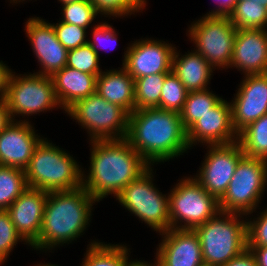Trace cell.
<instances>
[{
    "label": "cell",
    "mask_w": 267,
    "mask_h": 266,
    "mask_svg": "<svg viewBox=\"0 0 267 266\" xmlns=\"http://www.w3.org/2000/svg\"><path fill=\"white\" fill-rule=\"evenodd\" d=\"M231 100L233 129L237 134L267 114V73L244 75Z\"/></svg>",
    "instance_id": "9a60e30c"
},
{
    "label": "cell",
    "mask_w": 267,
    "mask_h": 266,
    "mask_svg": "<svg viewBox=\"0 0 267 266\" xmlns=\"http://www.w3.org/2000/svg\"><path fill=\"white\" fill-rule=\"evenodd\" d=\"M238 143L245 156L267 161V114L241 130Z\"/></svg>",
    "instance_id": "d4e9b609"
},
{
    "label": "cell",
    "mask_w": 267,
    "mask_h": 266,
    "mask_svg": "<svg viewBox=\"0 0 267 266\" xmlns=\"http://www.w3.org/2000/svg\"><path fill=\"white\" fill-rule=\"evenodd\" d=\"M5 100L12 121H18L15 119L18 115L25 118L54 108L62 109L55 94L52 76L35 73L22 76L13 72Z\"/></svg>",
    "instance_id": "30bf717a"
},
{
    "label": "cell",
    "mask_w": 267,
    "mask_h": 266,
    "mask_svg": "<svg viewBox=\"0 0 267 266\" xmlns=\"http://www.w3.org/2000/svg\"><path fill=\"white\" fill-rule=\"evenodd\" d=\"M153 170L154 168L150 166L137 179L130 182L116 200L153 231L162 233L171 229L169 194H162L154 185Z\"/></svg>",
    "instance_id": "ba28073f"
},
{
    "label": "cell",
    "mask_w": 267,
    "mask_h": 266,
    "mask_svg": "<svg viewBox=\"0 0 267 266\" xmlns=\"http://www.w3.org/2000/svg\"><path fill=\"white\" fill-rule=\"evenodd\" d=\"M12 121L8 105L5 99H0V132Z\"/></svg>",
    "instance_id": "60d3db41"
},
{
    "label": "cell",
    "mask_w": 267,
    "mask_h": 266,
    "mask_svg": "<svg viewBox=\"0 0 267 266\" xmlns=\"http://www.w3.org/2000/svg\"><path fill=\"white\" fill-rule=\"evenodd\" d=\"M267 187V161L243 156L224 193L220 211L251 215L259 207Z\"/></svg>",
    "instance_id": "52a82bcc"
},
{
    "label": "cell",
    "mask_w": 267,
    "mask_h": 266,
    "mask_svg": "<svg viewBox=\"0 0 267 266\" xmlns=\"http://www.w3.org/2000/svg\"><path fill=\"white\" fill-rule=\"evenodd\" d=\"M178 181L167 193L170 228L193 230L220 211L219 200L206 192L193 177L186 176Z\"/></svg>",
    "instance_id": "9c48e42d"
},
{
    "label": "cell",
    "mask_w": 267,
    "mask_h": 266,
    "mask_svg": "<svg viewBox=\"0 0 267 266\" xmlns=\"http://www.w3.org/2000/svg\"><path fill=\"white\" fill-rule=\"evenodd\" d=\"M98 13L104 17H125L142 12L146 8L147 0H90ZM145 7V8H144ZM141 10V11H140Z\"/></svg>",
    "instance_id": "1f68e13d"
},
{
    "label": "cell",
    "mask_w": 267,
    "mask_h": 266,
    "mask_svg": "<svg viewBox=\"0 0 267 266\" xmlns=\"http://www.w3.org/2000/svg\"><path fill=\"white\" fill-rule=\"evenodd\" d=\"M162 241L156 249L159 266H204L198 235L191 229L171 228L160 233Z\"/></svg>",
    "instance_id": "ac0fdd59"
},
{
    "label": "cell",
    "mask_w": 267,
    "mask_h": 266,
    "mask_svg": "<svg viewBox=\"0 0 267 266\" xmlns=\"http://www.w3.org/2000/svg\"><path fill=\"white\" fill-rule=\"evenodd\" d=\"M34 266H58V265H56V264H51V263H48V264H47V263H46V264H45V263H44V264L41 263V264H37V265H34Z\"/></svg>",
    "instance_id": "bcb514c9"
},
{
    "label": "cell",
    "mask_w": 267,
    "mask_h": 266,
    "mask_svg": "<svg viewBox=\"0 0 267 266\" xmlns=\"http://www.w3.org/2000/svg\"><path fill=\"white\" fill-rule=\"evenodd\" d=\"M27 188L24 170L0 165V210H6Z\"/></svg>",
    "instance_id": "f1b7e54d"
},
{
    "label": "cell",
    "mask_w": 267,
    "mask_h": 266,
    "mask_svg": "<svg viewBox=\"0 0 267 266\" xmlns=\"http://www.w3.org/2000/svg\"><path fill=\"white\" fill-rule=\"evenodd\" d=\"M48 192L28 187L7 209L17 232L30 245L38 240Z\"/></svg>",
    "instance_id": "d6986e66"
},
{
    "label": "cell",
    "mask_w": 267,
    "mask_h": 266,
    "mask_svg": "<svg viewBox=\"0 0 267 266\" xmlns=\"http://www.w3.org/2000/svg\"><path fill=\"white\" fill-rule=\"evenodd\" d=\"M25 23V34L41 65L34 73L53 76L66 66L68 50L58 41L53 25L45 19L30 17Z\"/></svg>",
    "instance_id": "5bb4252c"
},
{
    "label": "cell",
    "mask_w": 267,
    "mask_h": 266,
    "mask_svg": "<svg viewBox=\"0 0 267 266\" xmlns=\"http://www.w3.org/2000/svg\"><path fill=\"white\" fill-rule=\"evenodd\" d=\"M230 67L243 75L267 73V29L237 31Z\"/></svg>",
    "instance_id": "ffe728a7"
},
{
    "label": "cell",
    "mask_w": 267,
    "mask_h": 266,
    "mask_svg": "<svg viewBox=\"0 0 267 266\" xmlns=\"http://www.w3.org/2000/svg\"><path fill=\"white\" fill-rule=\"evenodd\" d=\"M246 219L247 247H267V208Z\"/></svg>",
    "instance_id": "d590c367"
},
{
    "label": "cell",
    "mask_w": 267,
    "mask_h": 266,
    "mask_svg": "<svg viewBox=\"0 0 267 266\" xmlns=\"http://www.w3.org/2000/svg\"><path fill=\"white\" fill-rule=\"evenodd\" d=\"M206 146L208 151L205 159L193 178L206 192L219 200L224 195L239 160L245 154L238 141Z\"/></svg>",
    "instance_id": "7c38bea8"
},
{
    "label": "cell",
    "mask_w": 267,
    "mask_h": 266,
    "mask_svg": "<svg viewBox=\"0 0 267 266\" xmlns=\"http://www.w3.org/2000/svg\"><path fill=\"white\" fill-rule=\"evenodd\" d=\"M99 57L87 43L68 51L66 66L87 74L99 75L103 71L100 69Z\"/></svg>",
    "instance_id": "d6a6232c"
},
{
    "label": "cell",
    "mask_w": 267,
    "mask_h": 266,
    "mask_svg": "<svg viewBox=\"0 0 267 266\" xmlns=\"http://www.w3.org/2000/svg\"><path fill=\"white\" fill-rule=\"evenodd\" d=\"M60 21L74 24L87 29L99 15L96 7L90 0H81L62 5Z\"/></svg>",
    "instance_id": "4dcf8cb0"
},
{
    "label": "cell",
    "mask_w": 267,
    "mask_h": 266,
    "mask_svg": "<svg viewBox=\"0 0 267 266\" xmlns=\"http://www.w3.org/2000/svg\"><path fill=\"white\" fill-rule=\"evenodd\" d=\"M188 28L186 33L195 45V52L216 70L230 68L238 30L228 17L202 16Z\"/></svg>",
    "instance_id": "8fae6325"
},
{
    "label": "cell",
    "mask_w": 267,
    "mask_h": 266,
    "mask_svg": "<svg viewBox=\"0 0 267 266\" xmlns=\"http://www.w3.org/2000/svg\"><path fill=\"white\" fill-rule=\"evenodd\" d=\"M251 1H255V2H257V3H263V6H264L265 8H267V0H251Z\"/></svg>",
    "instance_id": "f6af8a7d"
},
{
    "label": "cell",
    "mask_w": 267,
    "mask_h": 266,
    "mask_svg": "<svg viewBox=\"0 0 267 266\" xmlns=\"http://www.w3.org/2000/svg\"><path fill=\"white\" fill-rule=\"evenodd\" d=\"M96 93L110 103L124 108L129 114L135 111L134 79L122 66L102 71L97 76Z\"/></svg>",
    "instance_id": "7402d4cb"
},
{
    "label": "cell",
    "mask_w": 267,
    "mask_h": 266,
    "mask_svg": "<svg viewBox=\"0 0 267 266\" xmlns=\"http://www.w3.org/2000/svg\"><path fill=\"white\" fill-rule=\"evenodd\" d=\"M187 95V89L171 70L166 74L158 108L180 113Z\"/></svg>",
    "instance_id": "f546056e"
},
{
    "label": "cell",
    "mask_w": 267,
    "mask_h": 266,
    "mask_svg": "<svg viewBox=\"0 0 267 266\" xmlns=\"http://www.w3.org/2000/svg\"><path fill=\"white\" fill-rule=\"evenodd\" d=\"M243 216L246 215L219 211L193 229L199 238L205 266H222L247 249L246 220Z\"/></svg>",
    "instance_id": "5b68a950"
},
{
    "label": "cell",
    "mask_w": 267,
    "mask_h": 266,
    "mask_svg": "<svg viewBox=\"0 0 267 266\" xmlns=\"http://www.w3.org/2000/svg\"><path fill=\"white\" fill-rule=\"evenodd\" d=\"M253 254L257 266H267V247H247Z\"/></svg>",
    "instance_id": "b9f144b4"
},
{
    "label": "cell",
    "mask_w": 267,
    "mask_h": 266,
    "mask_svg": "<svg viewBox=\"0 0 267 266\" xmlns=\"http://www.w3.org/2000/svg\"><path fill=\"white\" fill-rule=\"evenodd\" d=\"M91 32V38L93 39V41L88 38V44L92 47L93 51L98 54V56L100 55L98 47L106 51V48L111 47L110 44L114 43V45H112L113 48L115 45H117V33L112 27V25L107 23L106 20L104 22H100L99 24L97 23V25L93 26ZM109 50L112 49L109 48Z\"/></svg>",
    "instance_id": "8d00e7d4"
},
{
    "label": "cell",
    "mask_w": 267,
    "mask_h": 266,
    "mask_svg": "<svg viewBox=\"0 0 267 266\" xmlns=\"http://www.w3.org/2000/svg\"><path fill=\"white\" fill-rule=\"evenodd\" d=\"M98 75L87 74L65 66L53 76L54 90L57 100L66 111L75 102L96 92Z\"/></svg>",
    "instance_id": "44dd1931"
},
{
    "label": "cell",
    "mask_w": 267,
    "mask_h": 266,
    "mask_svg": "<svg viewBox=\"0 0 267 266\" xmlns=\"http://www.w3.org/2000/svg\"><path fill=\"white\" fill-rule=\"evenodd\" d=\"M126 140L152 166L190 150L180 114L159 108L129 114Z\"/></svg>",
    "instance_id": "7a4b0ae2"
},
{
    "label": "cell",
    "mask_w": 267,
    "mask_h": 266,
    "mask_svg": "<svg viewBox=\"0 0 267 266\" xmlns=\"http://www.w3.org/2000/svg\"><path fill=\"white\" fill-rule=\"evenodd\" d=\"M229 19L237 30L267 29V8L263 3L239 0Z\"/></svg>",
    "instance_id": "4316f807"
},
{
    "label": "cell",
    "mask_w": 267,
    "mask_h": 266,
    "mask_svg": "<svg viewBox=\"0 0 267 266\" xmlns=\"http://www.w3.org/2000/svg\"><path fill=\"white\" fill-rule=\"evenodd\" d=\"M222 266H257V264L253 254L247 248L240 255L234 257Z\"/></svg>",
    "instance_id": "f35d334b"
},
{
    "label": "cell",
    "mask_w": 267,
    "mask_h": 266,
    "mask_svg": "<svg viewBox=\"0 0 267 266\" xmlns=\"http://www.w3.org/2000/svg\"><path fill=\"white\" fill-rule=\"evenodd\" d=\"M175 48L172 61V72L179 78L188 92L210 88V80L215 69L207 60L194 50L183 56Z\"/></svg>",
    "instance_id": "603a6c76"
},
{
    "label": "cell",
    "mask_w": 267,
    "mask_h": 266,
    "mask_svg": "<svg viewBox=\"0 0 267 266\" xmlns=\"http://www.w3.org/2000/svg\"><path fill=\"white\" fill-rule=\"evenodd\" d=\"M210 89L188 92L180 118L187 131L201 116L210 112L223 98L214 94Z\"/></svg>",
    "instance_id": "484cf974"
},
{
    "label": "cell",
    "mask_w": 267,
    "mask_h": 266,
    "mask_svg": "<svg viewBox=\"0 0 267 266\" xmlns=\"http://www.w3.org/2000/svg\"><path fill=\"white\" fill-rule=\"evenodd\" d=\"M76 1H81V0H58V2L61 3V5L66 4V3H72Z\"/></svg>",
    "instance_id": "ee69618b"
},
{
    "label": "cell",
    "mask_w": 267,
    "mask_h": 266,
    "mask_svg": "<svg viewBox=\"0 0 267 266\" xmlns=\"http://www.w3.org/2000/svg\"><path fill=\"white\" fill-rule=\"evenodd\" d=\"M167 73H157L134 80L135 110L158 108Z\"/></svg>",
    "instance_id": "83f0119b"
},
{
    "label": "cell",
    "mask_w": 267,
    "mask_h": 266,
    "mask_svg": "<svg viewBox=\"0 0 267 266\" xmlns=\"http://www.w3.org/2000/svg\"><path fill=\"white\" fill-rule=\"evenodd\" d=\"M88 175L83 169L82 186L97 202L108 195L116 198L124 187L151 165L123 139L90 141Z\"/></svg>",
    "instance_id": "6da1fadb"
},
{
    "label": "cell",
    "mask_w": 267,
    "mask_h": 266,
    "mask_svg": "<svg viewBox=\"0 0 267 266\" xmlns=\"http://www.w3.org/2000/svg\"><path fill=\"white\" fill-rule=\"evenodd\" d=\"M29 120L11 121L0 132V165L25 170L35 148L44 139Z\"/></svg>",
    "instance_id": "2e32d148"
},
{
    "label": "cell",
    "mask_w": 267,
    "mask_h": 266,
    "mask_svg": "<svg viewBox=\"0 0 267 266\" xmlns=\"http://www.w3.org/2000/svg\"><path fill=\"white\" fill-rule=\"evenodd\" d=\"M19 242L26 241L17 232L14 224L12 223L10 216L6 210H0V265H4L5 260H8L10 253L13 251Z\"/></svg>",
    "instance_id": "836d02e7"
},
{
    "label": "cell",
    "mask_w": 267,
    "mask_h": 266,
    "mask_svg": "<svg viewBox=\"0 0 267 266\" xmlns=\"http://www.w3.org/2000/svg\"><path fill=\"white\" fill-rule=\"evenodd\" d=\"M13 71L4 64L3 61H0V99H5L8 89V83Z\"/></svg>",
    "instance_id": "ab89813d"
},
{
    "label": "cell",
    "mask_w": 267,
    "mask_h": 266,
    "mask_svg": "<svg viewBox=\"0 0 267 266\" xmlns=\"http://www.w3.org/2000/svg\"><path fill=\"white\" fill-rule=\"evenodd\" d=\"M129 266H159L158 263L155 261L154 263H148V261L144 260H133Z\"/></svg>",
    "instance_id": "7bdbcfd3"
},
{
    "label": "cell",
    "mask_w": 267,
    "mask_h": 266,
    "mask_svg": "<svg viewBox=\"0 0 267 266\" xmlns=\"http://www.w3.org/2000/svg\"><path fill=\"white\" fill-rule=\"evenodd\" d=\"M55 30L58 41L69 51L88 43L87 31L85 28L58 21L51 23Z\"/></svg>",
    "instance_id": "e575fe53"
},
{
    "label": "cell",
    "mask_w": 267,
    "mask_h": 266,
    "mask_svg": "<svg viewBox=\"0 0 267 266\" xmlns=\"http://www.w3.org/2000/svg\"><path fill=\"white\" fill-rule=\"evenodd\" d=\"M56 144L44 138L35 148L25 171L28 187L46 192L82 187V167Z\"/></svg>",
    "instance_id": "277c9868"
},
{
    "label": "cell",
    "mask_w": 267,
    "mask_h": 266,
    "mask_svg": "<svg viewBox=\"0 0 267 266\" xmlns=\"http://www.w3.org/2000/svg\"><path fill=\"white\" fill-rule=\"evenodd\" d=\"M187 141L190 149L197 143L206 147L238 141V134L232 125L230 102L222 99L210 112L201 116L187 130Z\"/></svg>",
    "instance_id": "e0dca14e"
},
{
    "label": "cell",
    "mask_w": 267,
    "mask_h": 266,
    "mask_svg": "<svg viewBox=\"0 0 267 266\" xmlns=\"http://www.w3.org/2000/svg\"><path fill=\"white\" fill-rule=\"evenodd\" d=\"M216 1V0H215ZM239 0H217V6L210 10L209 12H207L205 15L203 16H213V17H230L235 8H236V4Z\"/></svg>",
    "instance_id": "74e56055"
},
{
    "label": "cell",
    "mask_w": 267,
    "mask_h": 266,
    "mask_svg": "<svg viewBox=\"0 0 267 266\" xmlns=\"http://www.w3.org/2000/svg\"><path fill=\"white\" fill-rule=\"evenodd\" d=\"M175 48L171 43L144 38L128 44L122 66L135 80L157 73H169Z\"/></svg>",
    "instance_id": "4fadbf2b"
},
{
    "label": "cell",
    "mask_w": 267,
    "mask_h": 266,
    "mask_svg": "<svg viewBox=\"0 0 267 266\" xmlns=\"http://www.w3.org/2000/svg\"><path fill=\"white\" fill-rule=\"evenodd\" d=\"M25 0H10V3H12V5L15 4H19L20 2H23Z\"/></svg>",
    "instance_id": "7dc6e473"
},
{
    "label": "cell",
    "mask_w": 267,
    "mask_h": 266,
    "mask_svg": "<svg viewBox=\"0 0 267 266\" xmlns=\"http://www.w3.org/2000/svg\"><path fill=\"white\" fill-rule=\"evenodd\" d=\"M65 113L87 131L90 141L123 139L128 134L129 113L96 92L75 102Z\"/></svg>",
    "instance_id": "8992f818"
},
{
    "label": "cell",
    "mask_w": 267,
    "mask_h": 266,
    "mask_svg": "<svg viewBox=\"0 0 267 266\" xmlns=\"http://www.w3.org/2000/svg\"><path fill=\"white\" fill-rule=\"evenodd\" d=\"M95 203L98 202L83 186L48 192L39 238L31 248L50 252L64 243L76 241L90 225Z\"/></svg>",
    "instance_id": "3957f363"
},
{
    "label": "cell",
    "mask_w": 267,
    "mask_h": 266,
    "mask_svg": "<svg viewBox=\"0 0 267 266\" xmlns=\"http://www.w3.org/2000/svg\"><path fill=\"white\" fill-rule=\"evenodd\" d=\"M80 266H129L130 248L124 244H105L91 240ZM129 255V256H128Z\"/></svg>",
    "instance_id": "cb8c5ba5"
}]
</instances>
